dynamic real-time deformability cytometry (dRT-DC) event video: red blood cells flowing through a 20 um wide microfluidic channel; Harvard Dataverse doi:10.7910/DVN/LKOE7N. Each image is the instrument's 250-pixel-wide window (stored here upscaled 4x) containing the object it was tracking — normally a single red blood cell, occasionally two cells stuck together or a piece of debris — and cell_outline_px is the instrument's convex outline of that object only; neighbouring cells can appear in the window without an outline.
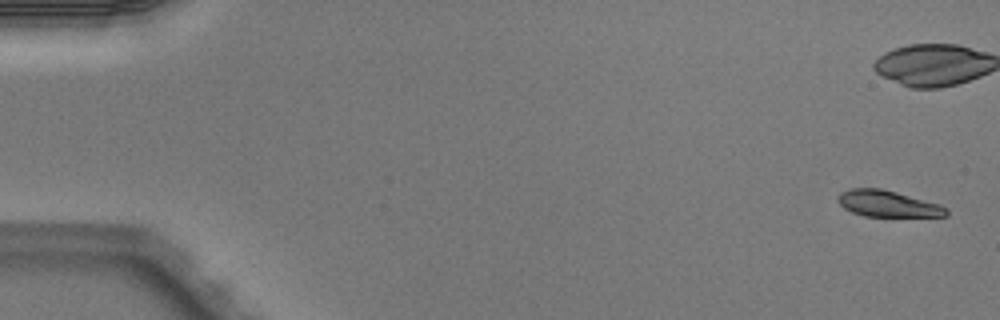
{"species": "Egyptian fruit bat (a non-hibernating species)", "species_latin": "Rousettus aegyptiacus", "temperature_condition": "warm", "stored_images_in_passage": 3, "camera_frame_rate_fps": 3000, "um_per_image_px": 0.085, "animal": {"sex": "male"}, "frame": {"image": 1, "passage_image": 1, "time_ms": 0.0, "image_size_px": [1000, 320], "cell_outline_px": [[948, 216], [864, 216], [852, 212], [844, 208], [836, 200], [836, 196], [840, 192], [852, 188], [880, 188], [896, 192], [940, 204], [948, 208]], "centroid_in_image_um": [75.44, 17.31], "position_along_channel_um": 9.6, "area_um2": 16.65}}